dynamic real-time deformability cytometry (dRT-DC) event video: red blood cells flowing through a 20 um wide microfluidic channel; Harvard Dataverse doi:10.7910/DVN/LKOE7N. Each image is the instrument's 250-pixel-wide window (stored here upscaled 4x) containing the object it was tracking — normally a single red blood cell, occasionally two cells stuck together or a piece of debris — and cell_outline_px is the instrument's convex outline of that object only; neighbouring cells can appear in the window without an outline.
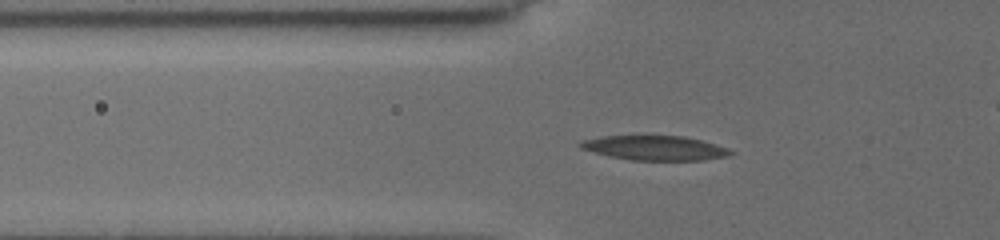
{"species": "common noctule bat (a hibernating species)", "species_latin": "Nyctalus noctula", "temperature_condition": "cold", "stored_images_in_passage": 42, "camera_frame_rate_fps": 3000, "um_per_image_px": 0.085, "animal": {"sex": "female", "body_mass_g": 19.5, "forearm_length_mm": 54.1}, "frame": {"image": 1, "passage_image": 13, "time_ms": 4.333, "image_size_px": [1000, 240], "cell_outline_px": [[736, 152], [728, 156], [704, 160], [632, 160], [608, 156], [580, 148], [576, 144], [580, 140], [600, 136], [684, 136], [700, 140], [728, 148]], "centroid_in_image_um": [55.63, 12.57], "position_along_channel_um": 70.2, "area_um2": 21.56}}
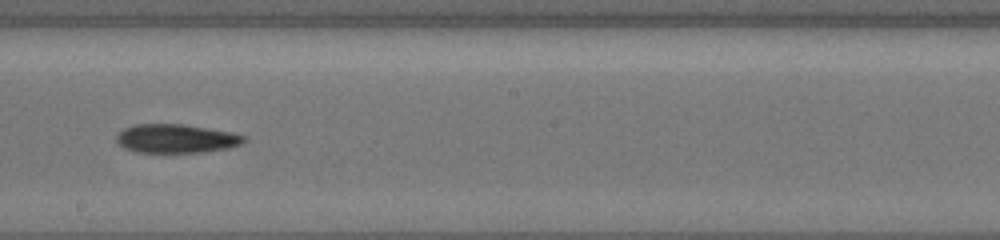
{"frame": {"image": 2, "passage_image": 22, "time_ms": 8.667, "image_size_px": [1000, 240], "cell_outline_px": [[248, 140], [240, 144], [228, 148], [204, 152], [136, 152], [124, 148], [116, 140], [116, 136], [124, 128], [136, 124], [184, 124], [232, 132], [244, 136]], "centroid_in_image_um": [14.98, 11.77], "position_along_channel_um": 233.2, "area_um2": 21.33}}
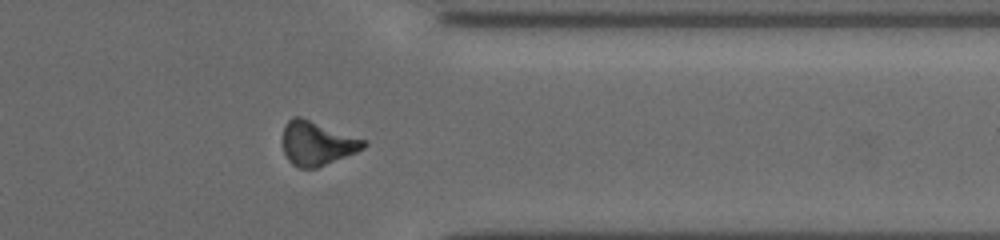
{"frame": {"image": 3, "passage_image": 33, "time_ms": 12.667, "image_size_px": [1000, 240], "cell_outline_px": [[368, 144], [364, 148], [356, 152], [316, 168], [296, 168], [288, 160], [284, 152], [284, 124], [292, 116], [300, 116], [368, 140]], "centroid_in_image_um": [26.97, 12.17], "position_along_channel_um": 384.4, "area_um2": 20.87}, "authors_computed_cell_mechanics": {"area_um2": 21.0392, "velocity_mm_per_s": 3.8489, "shape_relaxation_time_tau1_ms": 4.8819, "shape_relaxation_time_tau2_ms": null, "deformation_change_tau1": 0.1328, "deformation_change_tau2": null}}